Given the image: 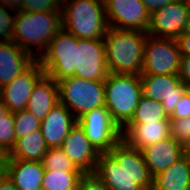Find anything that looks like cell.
I'll return each mask as SVG.
<instances>
[{"mask_svg":"<svg viewBox=\"0 0 190 190\" xmlns=\"http://www.w3.org/2000/svg\"><path fill=\"white\" fill-rule=\"evenodd\" d=\"M181 55H190V30H185L176 39Z\"/></svg>","mask_w":190,"mask_h":190,"instance_id":"35","label":"cell"},{"mask_svg":"<svg viewBox=\"0 0 190 190\" xmlns=\"http://www.w3.org/2000/svg\"><path fill=\"white\" fill-rule=\"evenodd\" d=\"M44 74L40 61L36 59L25 71L1 87V99L8 111L14 113L27 108L32 90Z\"/></svg>","mask_w":190,"mask_h":190,"instance_id":"14","label":"cell"},{"mask_svg":"<svg viewBox=\"0 0 190 190\" xmlns=\"http://www.w3.org/2000/svg\"><path fill=\"white\" fill-rule=\"evenodd\" d=\"M35 60L14 41H0V87L25 71Z\"/></svg>","mask_w":190,"mask_h":190,"instance_id":"19","label":"cell"},{"mask_svg":"<svg viewBox=\"0 0 190 190\" xmlns=\"http://www.w3.org/2000/svg\"><path fill=\"white\" fill-rule=\"evenodd\" d=\"M8 159H0V180L6 176V167Z\"/></svg>","mask_w":190,"mask_h":190,"instance_id":"40","label":"cell"},{"mask_svg":"<svg viewBox=\"0 0 190 190\" xmlns=\"http://www.w3.org/2000/svg\"><path fill=\"white\" fill-rule=\"evenodd\" d=\"M62 0H23L20 11L61 12Z\"/></svg>","mask_w":190,"mask_h":190,"instance_id":"30","label":"cell"},{"mask_svg":"<svg viewBox=\"0 0 190 190\" xmlns=\"http://www.w3.org/2000/svg\"><path fill=\"white\" fill-rule=\"evenodd\" d=\"M79 190H110L104 181L95 173H84L79 183Z\"/></svg>","mask_w":190,"mask_h":190,"instance_id":"32","label":"cell"},{"mask_svg":"<svg viewBox=\"0 0 190 190\" xmlns=\"http://www.w3.org/2000/svg\"><path fill=\"white\" fill-rule=\"evenodd\" d=\"M95 173L110 190H152L153 177L142 152L123 139L109 152L99 153Z\"/></svg>","mask_w":190,"mask_h":190,"instance_id":"1","label":"cell"},{"mask_svg":"<svg viewBox=\"0 0 190 190\" xmlns=\"http://www.w3.org/2000/svg\"><path fill=\"white\" fill-rule=\"evenodd\" d=\"M182 157L190 163V139L182 144Z\"/></svg>","mask_w":190,"mask_h":190,"instance_id":"39","label":"cell"},{"mask_svg":"<svg viewBox=\"0 0 190 190\" xmlns=\"http://www.w3.org/2000/svg\"><path fill=\"white\" fill-rule=\"evenodd\" d=\"M109 75L103 40L78 39L75 77L105 81Z\"/></svg>","mask_w":190,"mask_h":190,"instance_id":"12","label":"cell"},{"mask_svg":"<svg viewBox=\"0 0 190 190\" xmlns=\"http://www.w3.org/2000/svg\"><path fill=\"white\" fill-rule=\"evenodd\" d=\"M146 32L109 27L103 41L109 73L142 74Z\"/></svg>","mask_w":190,"mask_h":190,"instance_id":"2","label":"cell"},{"mask_svg":"<svg viewBox=\"0 0 190 190\" xmlns=\"http://www.w3.org/2000/svg\"><path fill=\"white\" fill-rule=\"evenodd\" d=\"M178 76L184 84L190 83V55H181Z\"/></svg>","mask_w":190,"mask_h":190,"instance_id":"34","label":"cell"},{"mask_svg":"<svg viewBox=\"0 0 190 190\" xmlns=\"http://www.w3.org/2000/svg\"><path fill=\"white\" fill-rule=\"evenodd\" d=\"M170 136V120L147 122L146 124H127L122 129V139L140 151Z\"/></svg>","mask_w":190,"mask_h":190,"instance_id":"18","label":"cell"},{"mask_svg":"<svg viewBox=\"0 0 190 190\" xmlns=\"http://www.w3.org/2000/svg\"><path fill=\"white\" fill-rule=\"evenodd\" d=\"M59 102L76 119L95 108L105 106L104 81L86 80L75 76L58 82Z\"/></svg>","mask_w":190,"mask_h":190,"instance_id":"6","label":"cell"},{"mask_svg":"<svg viewBox=\"0 0 190 190\" xmlns=\"http://www.w3.org/2000/svg\"><path fill=\"white\" fill-rule=\"evenodd\" d=\"M15 141L14 115L8 111L0 118V145L9 153Z\"/></svg>","mask_w":190,"mask_h":190,"instance_id":"28","label":"cell"},{"mask_svg":"<svg viewBox=\"0 0 190 190\" xmlns=\"http://www.w3.org/2000/svg\"><path fill=\"white\" fill-rule=\"evenodd\" d=\"M142 82V93L146 98L160 101L166 114L170 117L178 100L186 92V85L178 75H140Z\"/></svg>","mask_w":190,"mask_h":190,"instance_id":"13","label":"cell"},{"mask_svg":"<svg viewBox=\"0 0 190 190\" xmlns=\"http://www.w3.org/2000/svg\"><path fill=\"white\" fill-rule=\"evenodd\" d=\"M160 120H170L160 101L151 100L142 95L134 116L128 124H146Z\"/></svg>","mask_w":190,"mask_h":190,"instance_id":"24","label":"cell"},{"mask_svg":"<svg viewBox=\"0 0 190 190\" xmlns=\"http://www.w3.org/2000/svg\"><path fill=\"white\" fill-rule=\"evenodd\" d=\"M190 0H174L150 16L148 34L176 39L189 27Z\"/></svg>","mask_w":190,"mask_h":190,"instance_id":"10","label":"cell"},{"mask_svg":"<svg viewBox=\"0 0 190 190\" xmlns=\"http://www.w3.org/2000/svg\"><path fill=\"white\" fill-rule=\"evenodd\" d=\"M77 124L98 153L109 152L122 139V130L113 121L106 106L84 113L77 119Z\"/></svg>","mask_w":190,"mask_h":190,"instance_id":"8","label":"cell"},{"mask_svg":"<svg viewBox=\"0 0 190 190\" xmlns=\"http://www.w3.org/2000/svg\"><path fill=\"white\" fill-rule=\"evenodd\" d=\"M77 124L74 115L60 102L41 122V133L48 148L61 147L70 130Z\"/></svg>","mask_w":190,"mask_h":190,"instance_id":"16","label":"cell"},{"mask_svg":"<svg viewBox=\"0 0 190 190\" xmlns=\"http://www.w3.org/2000/svg\"><path fill=\"white\" fill-rule=\"evenodd\" d=\"M17 12L0 2V41H11Z\"/></svg>","mask_w":190,"mask_h":190,"instance_id":"29","label":"cell"},{"mask_svg":"<svg viewBox=\"0 0 190 190\" xmlns=\"http://www.w3.org/2000/svg\"><path fill=\"white\" fill-rule=\"evenodd\" d=\"M111 28L148 32L151 14L141 0H104Z\"/></svg>","mask_w":190,"mask_h":190,"instance_id":"11","label":"cell"},{"mask_svg":"<svg viewBox=\"0 0 190 190\" xmlns=\"http://www.w3.org/2000/svg\"><path fill=\"white\" fill-rule=\"evenodd\" d=\"M0 2L7 8L17 12L21 10L23 0H0Z\"/></svg>","mask_w":190,"mask_h":190,"instance_id":"37","label":"cell"},{"mask_svg":"<svg viewBox=\"0 0 190 190\" xmlns=\"http://www.w3.org/2000/svg\"><path fill=\"white\" fill-rule=\"evenodd\" d=\"M60 148L83 173L95 172L99 153L78 124L70 130Z\"/></svg>","mask_w":190,"mask_h":190,"instance_id":"15","label":"cell"},{"mask_svg":"<svg viewBox=\"0 0 190 190\" xmlns=\"http://www.w3.org/2000/svg\"><path fill=\"white\" fill-rule=\"evenodd\" d=\"M42 165L45 170H59L61 172H82L79 170L71 159L60 148H48L42 159Z\"/></svg>","mask_w":190,"mask_h":190,"instance_id":"26","label":"cell"},{"mask_svg":"<svg viewBox=\"0 0 190 190\" xmlns=\"http://www.w3.org/2000/svg\"><path fill=\"white\" fill-rule=\"evenodd\" d=\"M184 117H190V95L187 92H185L183 97L178 100L177 106L169 119H179Z\"/></svg>","mask_w":190,"mask_h":190,"instance_id":"33","label":"cell"},{"mask_svg":"<svg viewBox=\"0 0 190 190\" xmlns=\"http://www.w3.org/2000/svg\"><path fill=\"white\" fill-rule=\"evenodd\" d=\"M67 190H79V187H74L73 189H67Z\"/></svg>","mask_w":190,"mask_h":190,"instance_id":"44","label":"cell"},{"mask_svg":"<svg viewBox=\"0 0 190 190\" xmlns=\"http://www.w3.org/2000/svg\"><path fill=\"white\" fill-rule=\"evenodd\" d=\"M8 112V109L2 99L0 98V118Z\"/></svg>","mask_w":190,"mask_h":190,"instance_id":"41","label":"cell"},{"mask_svg":"<svg viewBox=\"0 0 190 190\" xmlns=\"http://www.w3.org/2000/svg\"><path fill=\"white\" fill-rule=\"evenodd\" d=\"M59 103L58 82L44 74L35 84L30 95L27 110L42 122L51 109Z\"/></svg>","mask_w":190,"mask_h":190,"instance_id":"20","label":"cell"},{"mask_svg":"<svg viewBox=\"0 0 190 190\" xmlns=\"http://www.w3.org/2000/svg\"><path fill=\"white\" fill-rule=\"evenodd\" d=\"M83 174V172L45 170L42 180V190H67L79 187Z\"/></svg>","mask_w":190,"mask_h":190,"instance_id":"25","label":"cell"},{"mask_svg":"<svg viewBox=\"0 0 190 190\" xmlns=\"http://www.w3.org/2000/svg\"><path fill=\"white\" fill-rule=\"evenodd\" d=\"M48 147L41 133V130H36L23 138L17 139L15 145L8 153V160H30L42 161Z\"/></svg>","mask_w":190,"mask_h":190,"instance_id":"23","label":"cell"},{"mask_svg":"<svg viewBox=\"0 0 190 190\" xmlns=\"http://www.w3.org/2000/svg\"><path fill=\"white\" fill-rule=\"evenodd\" d=\"M13 115L16 140L39 130L41 127V122L27 109L16 111Z\"/></svg>","mask_w":190,"mask_h":190,"instance_id":"27","label":"cell"},{"mask_svg":"<svg viewBox=\"0 0 190 190\" xmlns=\"http://www.w3.org/2000/svg\"><path fill=\"white\" fill-rule=\"evenodd\" d=\"M152 190H190V163L182 157L154 176Z\"/></svg>","mask_w":190,"mask_h":190,"instance_id":"22","label":"cell"},{"mask_svg":"<svg viewBox=\"0 0 190 190\" xmlns=\"http://www.w3.org/2000/svg\"><path fill=\"white\" fill-rule=\"evenodd\" d=\"M105 106L122 130L133 118L143 95L140 76L109 73L104 81Z\"/></svg>","mask_w":190,"mask_h":190,"instance_id":"5","label":"cell"},{"mask_svg":"<svg viewBox=\"0 0 190 190\" xmlns=\"http://www.w3.org/2000/svg\"><path fill=\"white\" fill-rule=\"evenodd\" d=\"M171 137L180 144L190 139V117L170 119Z\"/></svg>","mask_w":190,"mask_h":190,"instance_id":"31","label":"cell"},{"mask_svg":"<svg viewBox=\"0 0 190 190\" xmlns=\"http://www.w3.org/2000/svg\"><path fill=\"white\" fill-rule=\"evenodd\" d=\"M77 44L78 38L62 28L38 59L45 74L57 82L74 76Z\"/></svg>","mask_w":190,"mask_h":190,"instance_id":"7","label":"cell"},{"mask_svg":"<svg viewBox=\"0 0 190 190\" xmlns=\"http://www.w3.org/2000/svg\"><path fill=\"white\" fill-rule=\"evenodd\" d=\"M8 152L5 151L0 145V159H8Z\"/></svg>","mask_w":190,"mask_h":190,"instance_id":"42","label":"cell"},{"mask_svg":"<svg viewBox=\"0 0 190 190\" xmlns=\"http://www.w3.org/2000/svg\"><path fill=\"white\" fill-rule=\"evenodd\" d=\"M174 0H141L150 14L158 9L165 7Z\"/></svg>","mask_w":190,"mask_h":190,"instance_id":"36","label":"cell"},{"mask_svg":"<svg viewBox=\"0 0 190 190\" xmlns=\"http://www.w3.org/2000/svg\"><path fill=\"white\" fill-rule=\"evenodd\" d=\"M44 171L40 161H7L6 176L18 190H42Z\"/></svg>","mask_w":190,"mask_h":190,"instance_id":"21","label":"cell"},{"mask_svg":"<svg viewBox=\"0 0 190 190\" xmlns=\"http://www.w3.org/2000/svg\"><path fill=\"white\" fill-rule=\"evenodd\" d=\"M181 53L175 39L147 34L141 75H178Z\"/></svg>","mask_w":190,"mask_h":190,"instance_id":"9","label":"cell"},{"mask_svg":"<svg viewBox=\"0 0 190 190\" xmlns=\"http://www.w3.org/2000/svg\"><path fill=\"white\" fill-rule=\"evenodd\" d=\"M61 29V12L17 11L12 41L39 59Z\"/></svg>","mask_w":190,"mask_h":190,"instance_id":"3","label":"cell"},{"mask_svg":"<svg viewBox=\"0 0 190 190\" xmlns=\"http://www.w3.org/2000/svg\"><path fill=\"white\" fill-rule=\"evenodd\" d=\"M62 28L78 39L103 40L109 29L104 0H62Z\"/></svg>","mask_w":190,"mask_h":190,"instance_id":"4","label":"cell"},{"mask_svg":"<svg viewBox=\"0 0 190 190\" xmlns=\"http://www.w3.org/2000/svg\"><path fill=\"white\" fill-rule=\"evenodd\" d=\"M185 85H186V92L190 95V83H187Z\"/></svg>","mask_w":190,"mask_h":190,"instance_id":"43","label":"cell"},{"mask_svg":"<svg viewBox=\"0 0 190 190\" xmlns=\"http://www.w3.org/2000/svg\"><path fill=\"white\" fill-rule=\"evenodd\" d=\"M141 152L151 176L154 177L182 158V144L170 136L143 148Z\"/></svg>","mask_w":190,"mask_h":190,"instance_id":"17","label":"cell"},{"mask_svg":"<svg viewBox=\"0 0 190 190\" xmlns=\"http://www.w3.org/2000/svg\"><path fill=\"white\" fill-rule=\"evenodd\" d=\"M0 190H18L7 176L0 180Z\"/></svg>","mask_w":190,"mask_h":190,"instance_id":"38","label":"cell"}]
</instances>
